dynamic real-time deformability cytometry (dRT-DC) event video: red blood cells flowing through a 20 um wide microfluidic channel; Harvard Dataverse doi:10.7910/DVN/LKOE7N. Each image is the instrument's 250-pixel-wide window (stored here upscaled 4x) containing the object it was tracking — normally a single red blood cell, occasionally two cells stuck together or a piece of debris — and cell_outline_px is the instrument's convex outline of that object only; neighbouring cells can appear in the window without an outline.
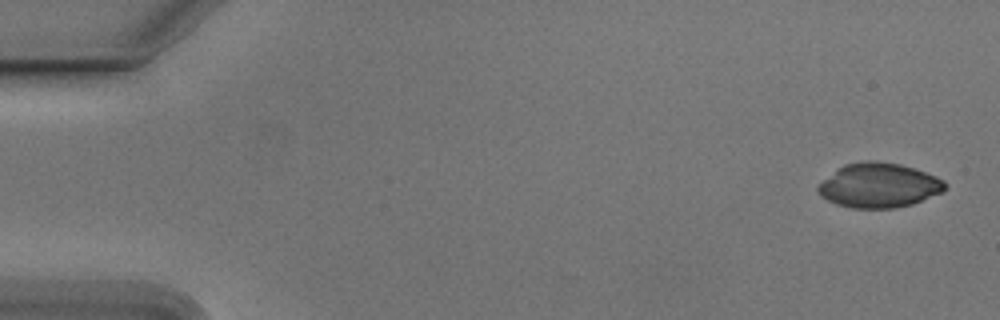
{"species": "Egyptian fruit bat (a non-hibernating species)", "species_latin": "Rousettus aegyptiacus", "temperature_condition": "cold", "stored_images_in_passage": 52, "camera_frame_rate_fps": 3000, "um_per_image_px": 0.085, "animal": {"sex": "male"}, "frame": {"image": 1, "passage_image": 1, "time_ms": 0.0, "image_size_px": [1000, 320], "cell_outline_px": [[948, 184], [944, 192], [912, 204], [892, 208], [852, 208], [836, 204], [820, 196], [816, 192], [816, 188], [836, 168], [844, 164], [868, 160], [876, 160], [900, 164], [936, 176], [944, 180]], "centroid_in_image_um": [74.71, 15.75], "position_along_channel_um": 10.3, "area_um2": 33.12}}
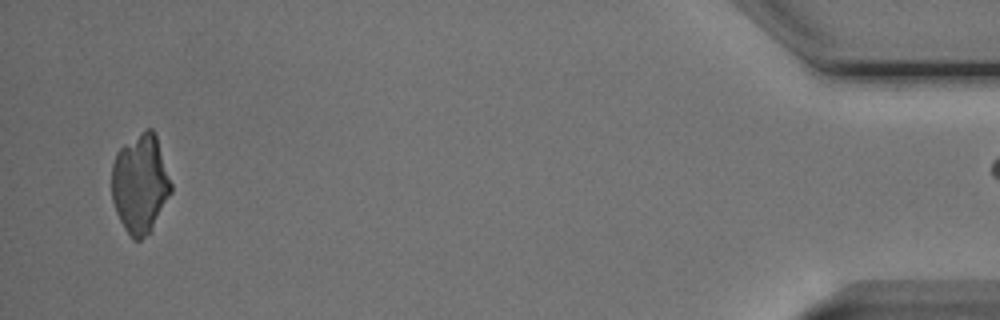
{"frame": {"image": 2, "passage_image": 51, "time_ms": 16.667, "image_size_px": [1000, 320], "cell_outline_px": [[172, 192], [152, 232], [140, 240], [132, 240], [124, 228], [116, 212], [112, 200], [112, 164], [116, 152], [120, 148], [144, 128], [152, 128], [156, 136], [172, 184]], "centroid_in_image_um": [11.92, 15.65], "position_along_channel_um": 423.3, "area_um2": 34.62}}